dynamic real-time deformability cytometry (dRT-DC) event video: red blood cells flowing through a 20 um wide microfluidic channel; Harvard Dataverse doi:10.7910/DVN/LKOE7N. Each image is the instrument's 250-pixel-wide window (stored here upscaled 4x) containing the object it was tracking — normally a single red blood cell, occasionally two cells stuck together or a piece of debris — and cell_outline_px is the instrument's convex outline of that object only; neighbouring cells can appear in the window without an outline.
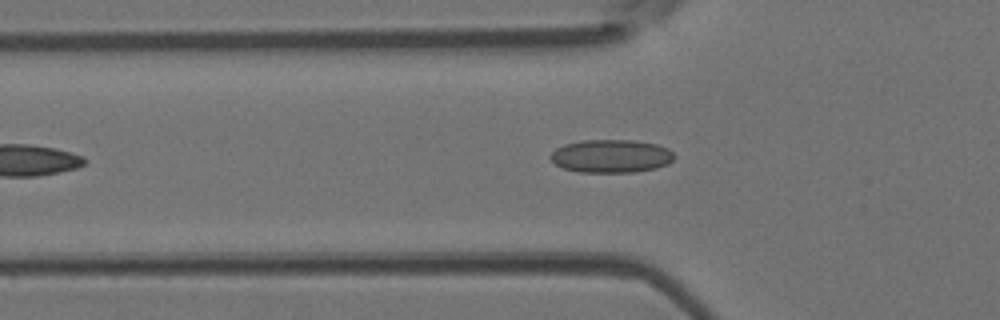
{"species": "Egyptian fruit bat (a non-hibernating species)", "species_latin": "Rousettus aegyptiacus", "temperature_condition": "room temperature", "stored_images_in_passage": 17, "camera_frame_rate_fps": 3000, "um_per_image_px": 0.085, "animal": {"sex": "female"}, "frame": {"image": 1, "passage_image": 9, "time_ms": 2.667, "image_size_px": [1000, 320], "cell_outline_px": [[676, 156], [668, 164], [656, 168], [636, 172], [580, 172], [564, 168], [556, 164], [548, 156], [556, 148], [564, 144], [584, 140], [632, 140], [656, 144], [668, 148]], "centroid_in_image_um": [51.96, 13.27], "position_along_channel_um": 73.8, "area_um2": 23.93}}
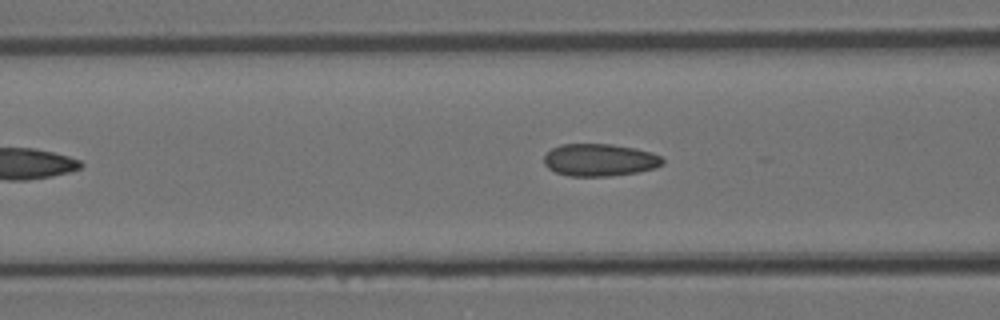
{"frame": {"image": 2, "passage_image": 12, "time_ms": 3.667, "image_size_px": [1000, 320], "cell_outline_px": [[664, 164], [656, 168], [636, 172], [608, 176], [568, 176], [556, 172], [548, 168], [544, 164], [544, 156], [552, 148], [560, 144], [612, 144], [636, 148], [652, 152], [660, 156], [664, 160]], "centroid_in_image_um": [50.98, 13.59], "position_along_channel_um": 115.6, "area_um2": 22.48}}
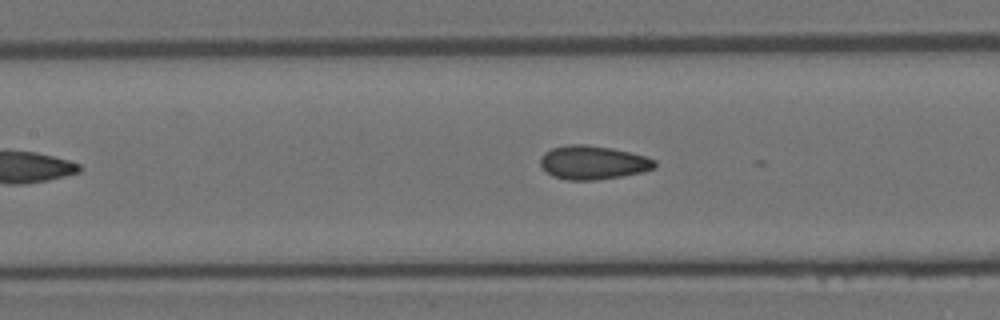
{"frame": {"image": 3, "passage_image": 15, "time_ms": 4.667, "image_size_px": [1000, 320], "cell_outline_px": [[656, 168], [624, 176], [596, 180], [568, 180], [552, 176], [540, 164], [540, 156], [544, 152], [552, 148], [568, 144], [584, 144], [612, 148], [644, 156], [656, 160]], "centroid_in_image_um": [50.39, 13.81], "position_along_channel_um": 157.0, "area_um2": 22.48}}